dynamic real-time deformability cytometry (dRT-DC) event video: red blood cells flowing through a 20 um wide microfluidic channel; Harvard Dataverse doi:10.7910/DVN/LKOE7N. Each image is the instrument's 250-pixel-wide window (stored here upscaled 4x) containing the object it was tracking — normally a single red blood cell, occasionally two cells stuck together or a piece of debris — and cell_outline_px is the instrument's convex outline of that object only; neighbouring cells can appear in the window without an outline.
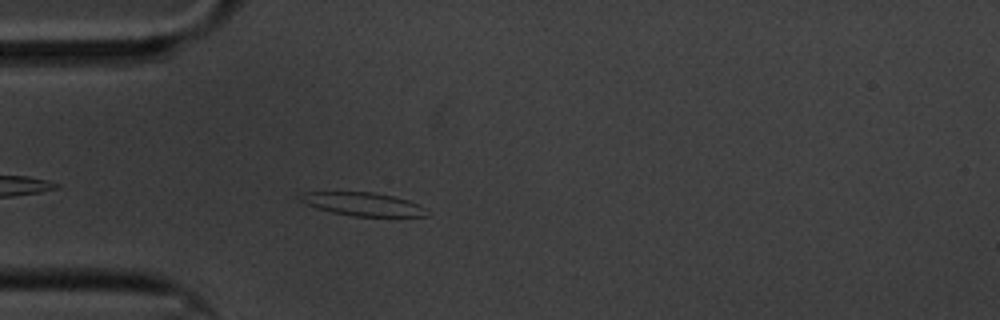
{"species": "common noctule bat (a hibernating species)", "species_latin": "Nyctalus noctula", "temperature_condition": "cold", "stored_images_in_passage": 37, "camera_frame_rate_fps": 3000, "um_per_image_px": 0.085, "animal": {"sex": "male", "body_mass_g": 20.1, "forearm_length_mm": 53.5}, "frame": {"image": 1, "passage_image": 6, "time_ms": 1.667, "image_size_px": [1000, 320], "cell_outline_px": [[428, 216], [352, 216], [332, 212], [304, 204], [296, 196], [300, 192], [372, 192], [396, 196], [420, 204], [428, 212]], "centroid_in_image_um": [30.82, 17.34], "position_along_channel_um": 54.2, "area_um2": 17.34}}
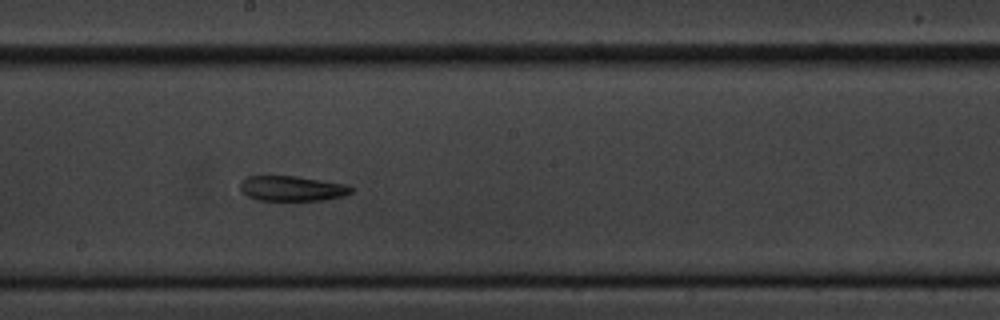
{"frame": {"image": 2, "passage_image": 22, "time_ms": 7.0, "image_size_px": [1000, 320], "cell_outline_px": [[352, 192], [344, 196], [324, 200], [256, 200], [248, 196], [240, 188], [240, 180], [244, 176], [296, 176], [348, 184], [352, 188]], "centroid_in_image_um": [24.82, 16.01], "position_along_channel_um": 223.4, "area_um2": 16.36}}
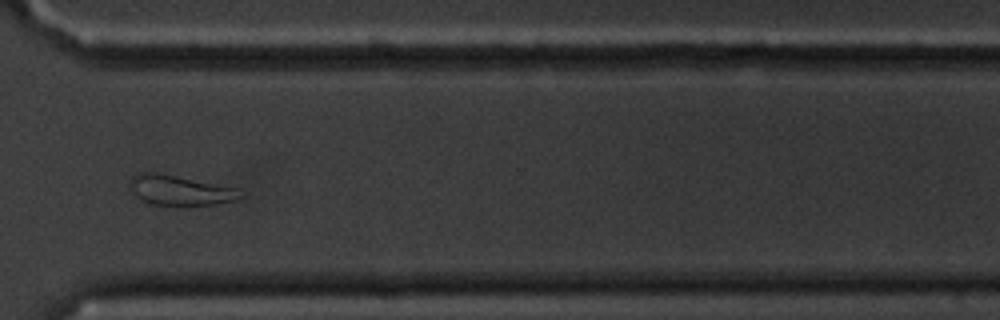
{"frame": {"image": 3, "passage_image": 34, "time_ms": 11.0, "image_size_px": [1000, 320], "cell_outline_px": [[244, 196], [236, 200], [212, 204], [148, 204], [136, 200], [128, 188], [128, 184], [132, 176], [136, 172], [156, 172], [236, 188]], "centroid_in_image_um": [15.16, 16.16], "position_along_channel_um": 355.4, "area_um2": 19.31}}